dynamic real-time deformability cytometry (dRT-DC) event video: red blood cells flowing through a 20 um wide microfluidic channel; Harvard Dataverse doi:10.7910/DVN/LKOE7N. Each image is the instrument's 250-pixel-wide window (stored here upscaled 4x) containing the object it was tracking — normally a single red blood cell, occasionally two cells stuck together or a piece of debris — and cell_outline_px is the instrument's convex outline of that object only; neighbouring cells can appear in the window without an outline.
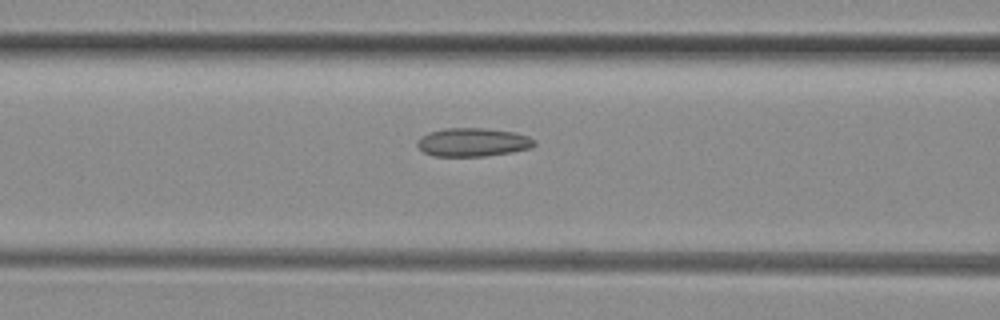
{"species": "common noctule bat (a hibernating species)", "species_latin": "Nyctalus noctula", "temperature_condition": "room temperature", "stored_images_in_passage": 8, "camera_frame_rate_fps": 3000, "um_per_image_px": 0.085, "animal": {"sex": "female", "body_mass_g": 29.2, "forearm_length_mm": 56.3}, "frame": {"image": 1, "passage_image": 6, "time_ms": 1.667, "image_size_px": [1000, 320], "cell_outline_px": [[536, 144], [532, 148], [512, 152], [484, 156], [432, 156], [424, 152], [416, 144], [428, 132], [444, 128], [484, 128], [512, 132], [528, 136], [536, 140]], "centroid_in_image_um": [40.23, 12.09], "position_along_channel_um": 126.4, "area_um2": 19.36}}